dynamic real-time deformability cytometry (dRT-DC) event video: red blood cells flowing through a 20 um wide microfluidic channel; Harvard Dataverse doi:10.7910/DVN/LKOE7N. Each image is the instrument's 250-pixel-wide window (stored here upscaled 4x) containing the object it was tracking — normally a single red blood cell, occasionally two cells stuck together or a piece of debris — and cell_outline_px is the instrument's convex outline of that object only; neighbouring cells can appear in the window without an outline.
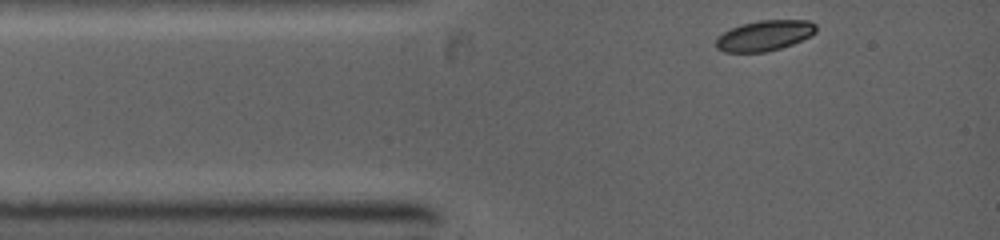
{"species": "common noctule bat (a hibernating species)", "species_latin": "Nyctalus noctula", "temperature_condition": "warm", "stored_images_in_passage": 5, "camera_frame_rate_fps": 5000, "um_per_image_px": 0.085, "animal": {"sex": "female", "body_mass_g": 19.0, "forearm_length_mm": 53.3}, "frame": {"image": 1, "passage_image": 1, "time_ms": 0.0, "image_size_px": [1000, 240], "cell_outline_px": [[816, 32], [792, 44], [780, 48], [764, 52], [724, 52], [716, 48], [716, 36], [740, 24], [760, 20], [808, 20], [816, 24]], "centroid_in_image_um": [64.95, 3.02], "position_along_channel_um": 20.1, "area_um2": 17.69}}
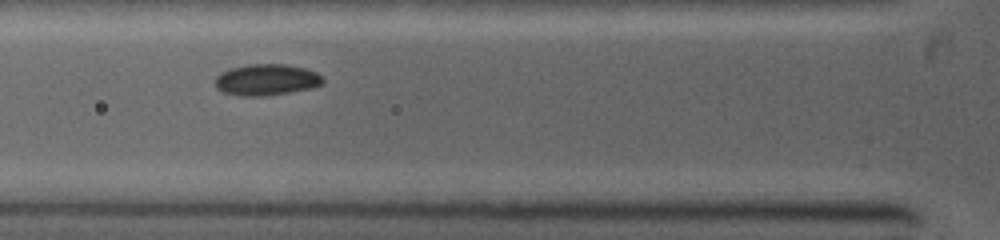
{"frame": {"image": 2, "passage_image": 4, "time_ms": 2.4, "image_size_px": [1000, 240], "cell_outline_px": [[324, 84], [312, 88], [288, 92], [260, 96], [240, 96], [224, 92], [216, 88], [216, 76], [220, 72], [232, 68], [248, 64], [284, 64], [304, 68], [316, 72], [324, 80]], "centroid_in_image_um": [22.65, 6.78], "position_along_channel_um": 103.2, "area_um2": 19.54}}
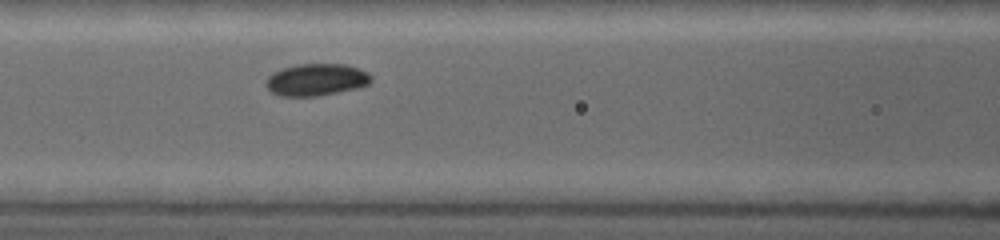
{"frame": {"image": 3, "passage_image": 5, "time_ms": 3.2, "image_size_px": [1000, 240], "cell_outline_px": [[372, 80], [368, 84], [356, 88], [320, 96], [280, 96], [272, 92], [264, 84], [264, 80], [272, 72], [296, 64], [344, 64], [360, 68], [368, 72], [372, 76]], "centroid_in_image_um": [26.87, 6.77], "position_along_channel_um": 139.7, "area_um2": 19.83}}